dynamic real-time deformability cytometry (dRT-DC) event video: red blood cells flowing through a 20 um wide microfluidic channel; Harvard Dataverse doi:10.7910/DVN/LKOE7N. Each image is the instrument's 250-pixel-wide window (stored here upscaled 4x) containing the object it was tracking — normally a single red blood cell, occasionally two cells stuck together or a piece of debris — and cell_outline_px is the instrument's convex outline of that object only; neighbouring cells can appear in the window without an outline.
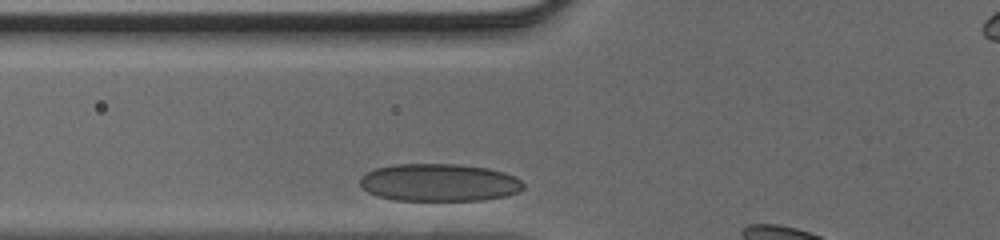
{"species": "human", "species_latin": "Homo sapiens", "temperature_condition": "cold", "stored_images_in_passage": 12, "camera_frame_rate_fps": 3000, "um_per_image_px": 0.085, "donor": {"sex": "male"}, "frame": {"image": 1, "passage_image": 2, "time_ms": 0.333, "image_size_px": [1000, 240], "cell_outline_px": [[524, 188], [520, 192], [504, 196], [484, 200], [396, 200], [376, 196], [368, 192], [360, 184], [360, 176], [376, 168], [392, 164], [460, 164], [488, 168], [504, 172], [520, 180], [524, 184]], "centroid_in_image_um": [37.33, 15.51], "position_along_channel_um": 88.5, "area_um2": 35.89}}
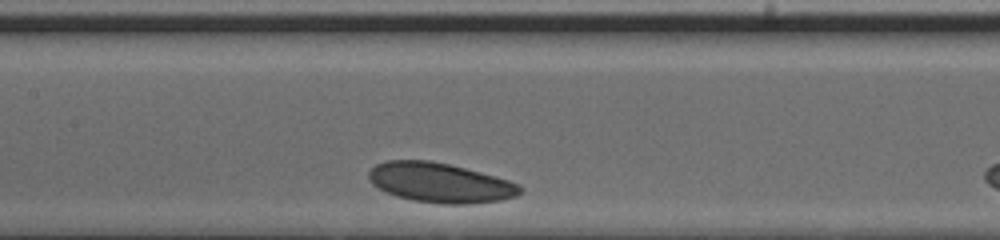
{"frame": {"image": 2, "passage_image": 8, "time_ms": 2.333, "image_size_px": [1000, 240], "cell_outline_px": [[524, 188], [516, 196], [500, 200], [472, 204], [440, 204], [412, 200], [396, 196], [372, 184], [368, 180], [368, 172], [376, 164], [388, 160], [428, 160], [448, 164], [496, 176], [520, 184]], "centroid_in_image_um": [37.41, 15.53], "position_along_channel_um": 170.0, "area_um2": 35.03}}
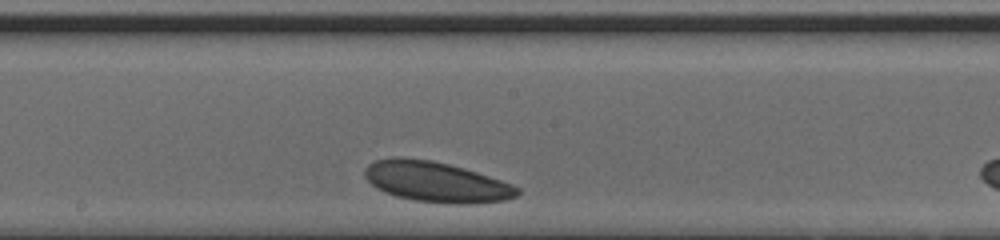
{"frame": {"image": 3, "passage_image": 11, "time_ms": 3.333, "image_size_px": [1000, 240], "cell_outline_px": [[520, 192], [516, 196], [504, 200], [476, 204], [448, 204], [416, 200], [396, 196], [384, 192], [376, 188], [364, 176], [364, 168], [368, 164], [376, 160], [396, 156], [400, 156], [432, 160], [464, 168], [512, 184], [520, 188]], "centroid_in_image_um": [37.06, 15.46], "position_along_channel_um": 211.1, "area_um2": 36.07}}